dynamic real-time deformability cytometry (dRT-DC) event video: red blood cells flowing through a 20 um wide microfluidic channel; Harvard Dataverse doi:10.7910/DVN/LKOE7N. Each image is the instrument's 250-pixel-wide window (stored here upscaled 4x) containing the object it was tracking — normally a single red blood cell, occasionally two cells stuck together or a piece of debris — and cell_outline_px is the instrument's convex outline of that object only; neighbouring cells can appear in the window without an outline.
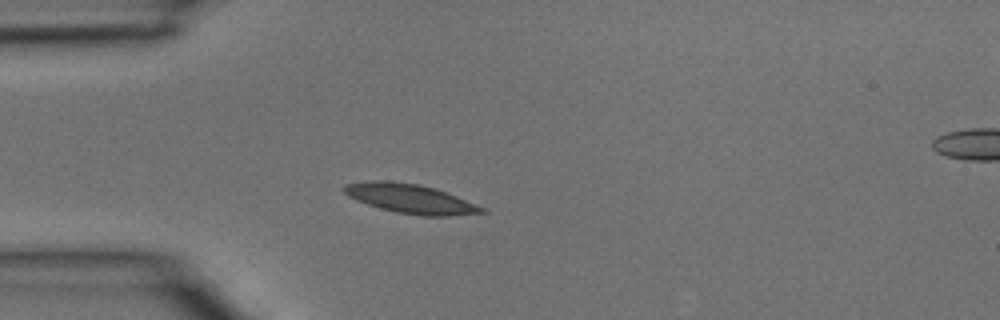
{"species": "common noctule bat (a hibernating species)", "species_latin": "Nyctalus noctula", "temperature_condition": "room temperature", "stored_images_in_passage": 2, "segment_of_instrument_passage": [1, 2], "camera_frame_rate_fps": 3000, "um_per_image_px": 0.085, "animal": {"sex": "male", "body_mass_g": 15.6}, "frame": {"image": 1, "passage_image": 1, "time_ms": 0.0, "image_size_px": [1000, 320], "cell_outline_px": [[488, 212], [448, 216], [424, 216], [396, 212], [380, 208], [356, 200], [348, 196], [340, 188], [344, 184], [368, 180], [388, 180], [420, 184], [436, 188], [456, 196], [484, 208]], "centroid_in_image_um": [34.83, 16.87], "position_along_channel_um": 50.2, "area_um2": 23.58}}